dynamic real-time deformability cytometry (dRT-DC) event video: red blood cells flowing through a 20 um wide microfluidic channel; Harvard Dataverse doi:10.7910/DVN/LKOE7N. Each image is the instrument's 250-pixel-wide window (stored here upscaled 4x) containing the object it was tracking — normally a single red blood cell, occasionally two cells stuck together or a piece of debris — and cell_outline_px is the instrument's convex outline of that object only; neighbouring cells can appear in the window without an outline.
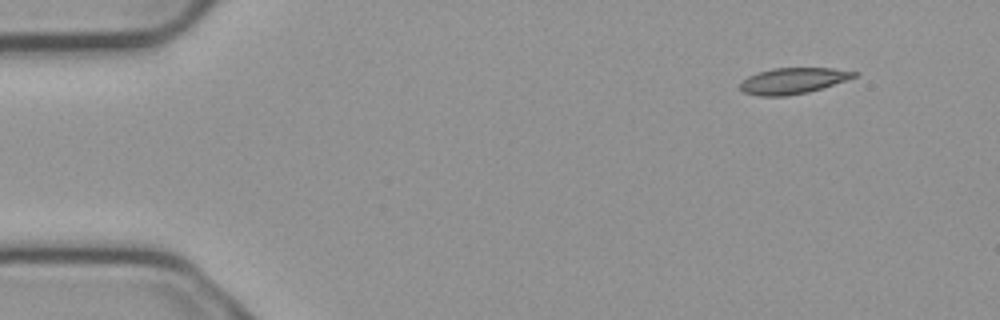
{"species": "common noctule bat (a hibernating species)", "species_latin": "Nyctalus noctula", "temperature_condition": "cold", "stored_images_in_passage": 3, "camera_frame_rate_fps": 3000, "um_per_image_px": 0.085, "animal": {"sex": "male", "body_mass_g": 23.1, "forearm_length_mm": 52.7}, "frame": {"image": 1, "passage_image": 1, "time_ms": 0.0, "image_size_px": [1000, 320], "cell_outline_px": [[860, 72], [856, 76], [808, 92], [784, 96], [760, 96], [744, 92], [740, 88], [740, 84], [748, 76], [772, 68], [832, 68]], "centroid_in_image_um": [67.39, 6.86], "position_along_channel_um": 17.6, "area_um2": 16.94}}